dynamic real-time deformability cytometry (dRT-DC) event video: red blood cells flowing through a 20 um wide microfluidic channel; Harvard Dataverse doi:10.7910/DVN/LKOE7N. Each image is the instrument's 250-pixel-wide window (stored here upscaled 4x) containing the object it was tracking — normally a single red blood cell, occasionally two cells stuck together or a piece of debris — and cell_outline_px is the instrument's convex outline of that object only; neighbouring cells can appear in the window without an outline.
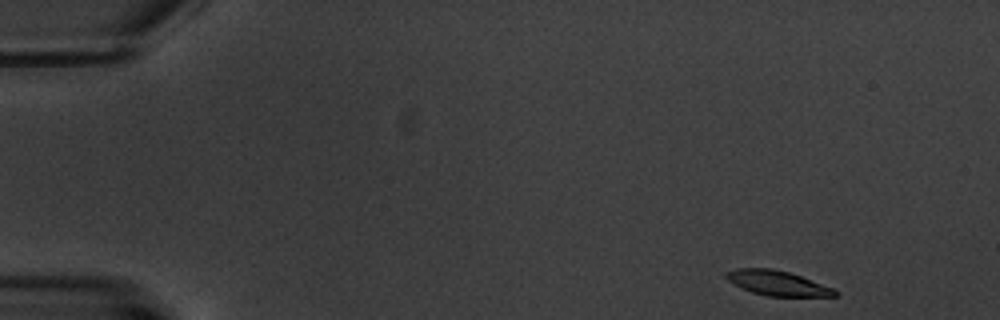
{"species": "common noctule bat (a hibernating species)", "species_latin": "Nyctalus noctula", "temperature_condition": "warm", "stored_images_in_passage": 11, "camera_frame_rate_fps": 3000, "um_per_image_px": 0.085, "animal": {"sex": "male", "body_mass_g": 20.1, "forearm_length_mm": 53.5}, "frame": {"image": 1, "passage_image": 1, "time_ms": 0.0, "image_size_px": [1000, 320], "cell_outline_px": [[840, 296], [768, 296], [752, 292], [740, 288], [728, 280], [724, 276], [724, 272], [736, 268], [772, 268], [788, 272], [836, 288], [840, 292]], "centroid_in_image_um": [66.1, 24.06], "position_along_channel_um": 18.9, "area_um2": 15.95}}
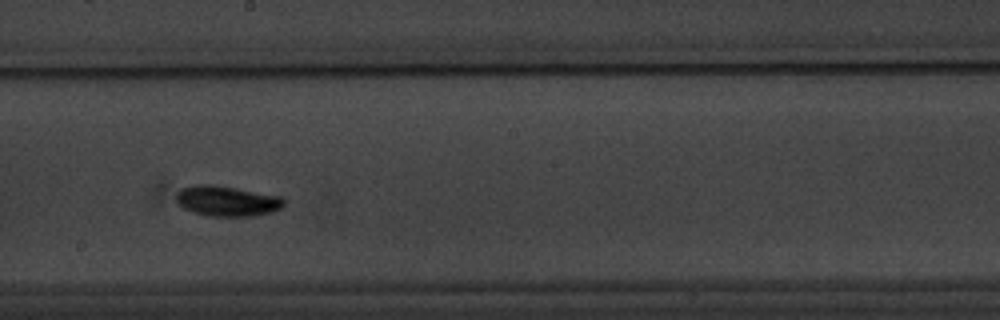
{"frame": {"image": 2, "passage_image": 8, "time_ms": 9.333, "image_size_px": [1000, 320], "cell_outline_px": [[288, 200], [280, 208], [272, 212], [256, 216], [208, 216], [192, 212], [184, 208], [176, 200], [176, 192], [180, 188], [196, 184], [212, 184], [284, 196]], "centroid_in_image_um": [19.33, 17.08], "position_along_channel_um": 228.9, "area_um2": 19.42}}
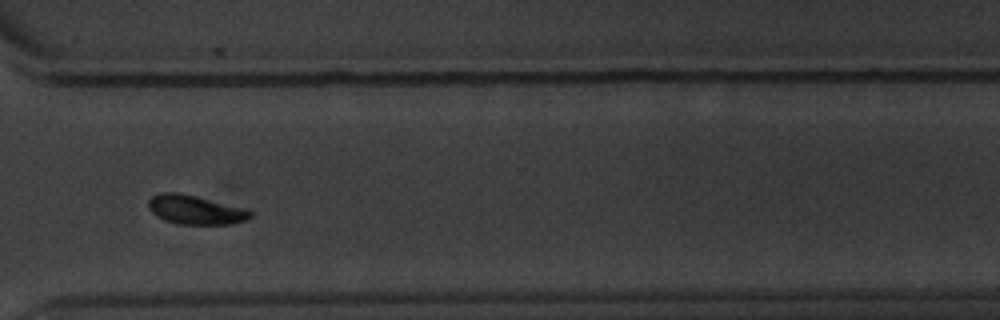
{"frame": {"image": 3, "passage_image": 11, "time_ms": 13.0, "image_size_px": [1000, 320], "cell_outline_px": [[252, 216], [248, 220], [232, 224], [176, 224], [164, 220], [156, 216], [148, 208], [148, 200], [152, 196], [160, 192], [176, 192], [196, 196], [248, 208], [252, 212]], "centroid_in_image_um": [16.63, 17.83], "position_along_channel_um": 354.0, "area_um2": 17.57}}